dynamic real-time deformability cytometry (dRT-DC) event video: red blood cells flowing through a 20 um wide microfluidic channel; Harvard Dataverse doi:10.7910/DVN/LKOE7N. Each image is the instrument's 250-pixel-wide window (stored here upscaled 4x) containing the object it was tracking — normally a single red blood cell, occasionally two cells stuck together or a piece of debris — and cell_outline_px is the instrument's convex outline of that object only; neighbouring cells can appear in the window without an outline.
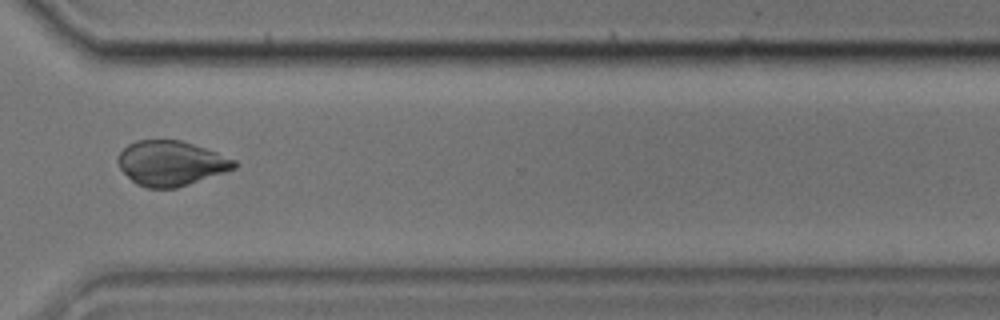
{"species": "common noctule bat (a hibernating species)", "species_latin": "Nyctalus noctula", "temperature_condition": "cold", "stored_images_in_passage": 12, "camera_frame_rate_fps": 3000, "um_per_image_px": 0.085, "animal": {"sex": "male", "body_mass_g": 17.9}, "frame": {"image": 1, "passage_image": 10, "time_ms": 3.0, "image_size_px": [1000, 320], "cell_outline_px": [[240, 164], [236, 168], [176, 188], [144, 188], [136, 184], [120, 168], [116, 160], [116, 156], [128, 144], [136, 140], [180, 140], [216, 152], [236, 160]], "centroid_in_image_um": [14.51, 13.87], "position_along_channel_um": 356.1, "area_um2": 30.35}}